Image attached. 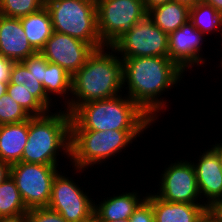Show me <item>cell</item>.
<instances>
[{
	"label": "cell",
	"instance_id": "6da1fadb",
	"mask_svg": "<svg viewBox=\"0 0 222 222\" xmlns=\"http://www.w3.org/2000/svg\"><path fill=\"white\" fill-rule=\"evenodd\" d=\"M121 59L124 63V84L128 85L125 88L127 96L153 120H157L158 113L167 107L166 101L159 97L180 83L184 71L169 57Z\"/></svg>",
	"mask_w": 222,
	"mask_h": 222
},
{
	"label": "cell",
	"instance_id": "7a4b0ae2",
	"mask_svg": "<svg viewBox=\"0 0 222 222\" xmlns=\"http://www.w3.org/2000/svg\"><path fill=\"white\" fill-rule=\"evenodd\" d=\"M116 54L111 46H104L88 56L83 67L72 75V97L65 110L71 114L83 103L120 95L127 85L124 84V63Z\"/></svg>",
	"mask_w": 222,
	"mask_h": 222
},
{
	"label": "cell",
	"instance_id": "3957f363",
	"mask_svg": "<svg viewBox=\"0 0 222 222\" xmlns=\"http://www.w3.org/2000/svg\"><path fill=\"white\" fill-rule=\"evenodd\" d=\"M154 121L122 93L79 105L71 113L70 130H146Z\"/></svg>",
	"mask_w": 222,
	"mask_h": 222
},
{
	"label": "cell",
	"instance_id": "277c9868",
	"mask_svg": "<svg viewBox=\"0 0 222 222\" xmlns=\"http://www.w3.org/2000/svg\"><path fill=\"white\" fill-rule=\"evenodd\" d=\"M55 112L32 116L28 120V138L22 154L23 162L58 165L57 156L62 151L69 159L71 114L67 110Z\"/></svg>",
	"mask_w": 222,
	"mask_h": 222
},
{
	"label": "cell",
	"instance_id": "5b68a950",
	"mask_svg": "<svg viewBox=\"0 0 222 222\" xmlns=\"http://www.w3.org/2000/svg\"><path fill=\"white\" fill-rule=\"evenodd\" d=\"M144 130H70V162L76 172L102 164L137 140ZM129 144V145H128Z\"/></svg>",
	"mask_w": 222,
	"mask_h": 222
},
{
	"label": "cell",
	"instance_id": "8992f818",
	"mask_svg": "<svg viewBox=\"0 0 222 222\" xmlns=\"http://www.w3.org/2000/svg\"><path fill=\"white\" fill-rule=\"evenodd\" d=\"M53 30L90 44L106 46L98 34L96 0H46Z\"/></svg>",
	"mask_w": 222,
	"mask_h": 222
},
{
	"label": "cell",
	"instance_id": "52a82bcc",
	"mask_svg": "<svg viewBox=\"0 0 222 222\" xmlns=\"http://www.w3.org/2000/svg\"><path fill=\"white\" fill-rule=\"evenodd\" d=\"M96 9L98 34L106 46L147 15L143 0H96Z\"/></svg>",
	"mask_w": 222,
	"mask_h": 222
},
{
	"label": "cell",
	"instance_id": "ba28073f",
	"mask_svg": "<svg viewBox=\"0 0 222 222\" xmlns=\"http://www.w3.org/2000/svg\"><path fill=\"white\" fill-rule=\"evenodd\" d=\"M58 165L17 162L11 165L14 179L26 208L48 207L52 184L59 172Z\"/></svg>",
	"mask_w": 222,
	"mask_h": 222
},
{
	"label": "cell",
	"instance_id": "9c48e42d",
	"mask_svg": "<svg viewBox=\"0 0 222 222\" xmlns=\"http://www.w3.org/2000/svg\"><path fill=\"white\" fill-rule=\"evenodd\" d=\"M168 43V34L146 15L110 46L121 58L169 57Z\"/></svg>",
	"mask_w": 222,
	"mask_h": 222
},
{
	"label": "cell",
	"instance_id": "30bf717a",
	"mask_svg": "<svg viewBox=\"0 0 222 222\" xmlns=\"http://www.w3.org/2000/svg\"><path fill=\"white\" fill-rule=\"evenodd\" d=\"M79 186L72 178L58 172L48 208L58 212L67 222H93L95 201Z\"/></svg>",
	"mask_w": 222,
	"mask_h": 222
},
{
	"label": "cell",
	"instance_id": "8fae6325",
	"mask_svg": "<svg viewBox=\"0 0 222 222\" xmlns=\"http://www.w3.org/2000/svg\"><path fill=\"white\" fill-rule=\"evenodd\" d=\"M160 177L159 191L155 195L162 200L189 204H200L198 201H201V204H206L204 199L201 200L191 160L171 162Z\"/></svg>",
	"mask_w": 222,
	"mask_h": 222
},
{
	"label": "cell",
	"instance_id": "7c38bea8",
	"mask_svg": "<svg viewBox=\"0 0 222 222\" xmlns=\"http://www.w3.org/2000/svg\"><path fill=\"white\" fill-rule=\"evenodd\" d=\"M94 50L86 42L54 31L40 52L48 62L61 66L72 76Z\"/></svg>",
	"mask_w": 222,
	"mask_h": 222
},
{
	"label": "cell",
	"instance_id": "4fadbf2b",
	"mask_svg": "<svg viewBox=\"0 0 222 222\" xmlns=\"http://www.w3.org/2000/svg\"><path fill=\"white\" fill-rule=\"evenodd\" d=\"M168 39L169 58L184 72L192 66L202 65L206 62L205 58L200 55V51H203L201 46L205 37L190 20L175 32L170 33Z\"/></svg>",
	"mask_w": 222,
	"mask_h": 222
},
{
	"label": "cell",
	"instance_id": "5bb4252c",
	"mask_svg": "<svg viewBox=\"0 0 222 222\" xmlns=\"http://www.w3.org/2000/svg\"><path fill=\"white\" fill-rule=\"evenodd\" d=\"M201 154L198 163L193 162V167L201 199L206 198L205 203L208 205L211 201L222 199V170L217 155V144Z\"/></svg>",
	"mask_w": 222,
	"mask_h": 222
},
{
	"label": "cell",
	"instance_id": "9a60e30c",
	"mask_svg": "<svg viewBox=\"0 0 222 222\" xmlns=\"http://www.w3.org/2000/svg\"><path fill=\"white\" fill-rule=\"evenodd\" d=\"M35 52L28 42L20 18L0 15V54L14 62H22Z\"/></svg>",
	"mask_w": 222,
	"mask_h": 222
},
{
	"label": "cell",
	"instance_id": "2e32d148",
	"mask_svg": "<svg viewBox=\"0 0 222 222\" xmlns=\"http://www.w3.org/2000/svg\"><path fill=\"white\" fill-rule=\"evenodd\" d=\"M146 199L152 204L155 222H199L206 214V204L168 202L155 192L146 193Z\"/></svg>",
	"mask_w": 222,
	"mask_h": 222
},
{
	"label": "cell",
	"instance_id": "e0dca14e",
	"mask_svg": "<svg viewBox=\"0 0 222 222\" xmlns=\"http://www.w3.org/2000/svg\"><path fill=\"white\" fill-rule=\"evenodd\" d=\"M141 195L137 192H125L107 197L99 204H94V219L93 221H113L120 219L125 220L130 218L138 206L146 199V196L140 198Z\"/></svg>",
	"mask_w": 222,
	"mask_h": 222
},
{
	"label": "cell",
	"instance_id": "ac0fdd59",
	"mask_svg": "<svg viewBox=\"0 0 222 222\" xmlns=\"http://www.w3.org/2000/svg\"><path fill=\"white\" fill-rule=\"evenodd\" d=\"M28 138V120L0 125V159L10 165L21 162Z\"/></svg>",
	"mask_w": 222,
	"mask_h": 222
},
{
	"label": "cell",
	"instance_id": "d6986e66",
	"mask_svg": "<svg viewBox=\"0 0 222 222\" xmlns=\"http://www.w3.org/2000/svg\"><path fill=\"white\" fill-rule=\"evenodd\" d=\"M147 15L157 27L169 35L190 19V7L172 0L147 10Z\"/></svg>",
	"mask_w": 222,
	"mask_h": 222
},
{
	"label": "cell",
	"instance_id": "ffe728a7",
	"mask_svg": "<svg viewBox=\"0 0 222 222\" xmlns=\"http://www.w3.org/2000/svg\"><path fill=\"white\" fill-rule=\"evenodd\" d=\"M20 21L29 44L36 52H40L54 32L47 8L44 6L34 13L21 17Z\"/></svg>",
	"mask_w": 222,
	"mask_h": 222
},
{
	"label": "cell",
	"instance_id": "44dd1931",
	"mask_svg": "<svg viewBox=\"0 0 222 222\" xmlns=\"http://www.w3.org/2000/svg\"><path fill=\"white\" fill-rule=\"evenodd\" d=\"M71 82H72V76L61 66L57 64H53L48 62V65L46 67V72L44 75V81L42 83L46 95L51 99V95H59L57 97L62 96L66 102V105L69 104V94H71ZM66 95H68L66 97ZM66 97V98H65Z\"/></svg>",
	"mask_w": 222,
	"mask_h": 222
},
{
	"label": "cell",
	"instance_id": "7402d4cb",
	"mask_svg": "<svg viewBox=\"0 0 222 222\" xmlns=\"http://www.w3.org/2000/svg\"><path fill=\"white\" fill-rule=\"evenodd\" d=\"M26 208L14 179H7L0 185V217H13L26 214Z\"/></svg>",
	"mask_w": 222,
	"mask_h": 222
},
{
	"label": "cell",
	"instance_id": "603a6c76",
	"mask_svg": "<svg viewBox=\"0 0 222 222\" xmlns=\"http://www.w3.org/2000/svg\"><path fill=\"white\" fill-rule=\"evenodd\" d=\"M193 26L203 35L222 32V16L211 5L199 2L190 7V19Z\"/></svg>",
	"mask_w": 222,
	"mask_h": 222
},
{
	"label": "cell",
	"instance_id": "cb8c5ba5",
	"mask_svg": "<svg viewBox=\"0 0 222 222\" xmlns=\"http://www.w3.org/2000/svg\"><path fill=\"white\" fill-rule=\"evenodd\" d=\"M8 84H16L27 86L32 92L31 94L50 112L54 103L45 92V89L40 81L35 79L32 74L27 70L22 62H15L11 69L10 82ZM52 104V105H51ZM51 107V108H50Z\"/></svg>",
	"mask_w": 222,
	"mask_h": 222
},
{
	"label": "cell",
	"instance_id": "d4e9b609",
	"mask_svg": "<svg viewBox=\"0 0 222 222\" xmlns=\"http://www.w3.org/2000/svg\"><path fill=\"white\" fill-rule=\"evenodd\" d=\"M31 90L23 85L8 84L7 93L19 105H21L26 112L32 116H42L49 111L31 94Z\"/></svg>",
	"mask_w": 222,
	"mask_h": 222
},
{
	"label": "cell",
	"instance_id": "484cf974",
	"mask_svg": "<svg viewBox=\"0 0 222 222\" xmlns=\"http://www.w3.org/2000/svg\"><path fill=\"white\" fill-rule=\"evenodd\" d=\"M46 0H0V15L21 18L45 6Z\"/></svg>",
	"mask_w": 222,
	"mask_h": 222
},
{
	"label": "cell",
	"instance_id": "4316f807",
	"mask_svg": "<svg viewBox=\"0 0 222 222\" xmlns=\"http://www.w3.org/2000/svg\"><path fill=\"white\" fill-rule=\"evenodd\" d=\"M31 116L8 93L0 97V125L19 123Z\"/></svg>",
	"mask_w": 222,
	"mask_h": 222
},
{
	"label": "cell",
	"instance_id": "83f0119b",
	"mask_svg": "<svg viewBox=\"0 0 222 222\" xmlns=\"http://www.w3.org/2000/svg\"><path fill=\"white\" fill-rule=\"evenodd\" d=\"M22 63L35 79L43 83L48 61L41 52H35L24 59Z\"/></svg>",
	"mask_w": 222,
	"mask_h": 222
},
{
	"label": "cell",
	"instance_id": "f1b7e54d",
	"mask_svg": "<svg viewBox=\"0 0 222 222\" xmlns=\"http://www.w3.org/2000/svg\"><path fill=\"white\" fill-rule=\"evenodd\" d=\"M26 220L27 222H67L58 212L48 207L29 209Z\"/></svg>",
	"mask_w": 222,
	"mask_h": 222
},
{
	"label": "cell",
	"instance_id": "f546056e",
	"mask_svg": "<svg viewBox=\"0 0 222 222\" xmlns=\"http://www.w3.org/2000/svg\"><path fill=\"white\" fill-rule=\"evenodd\" d=\"M130 222H155L152 204L145 199L129 218Z\"/></svg>",
	"mask_w": 222,
	"mask_h": 222
},
{
	"label": "cell",
	"instance_id": "4dcf8cb0",
	"mask_svg": "<svg viewBox=\"0 0 222 222\" xmlns=\"http://www.w3.org/2000/svg\"><path fill=\"white\" fill-rule=\"evenodd\" d=\"M206 214L214 222H222V199H216L214 201H211L206 206Z\"/></svg>",
	"mask_w": 222,
	"mask_h": 222
},
{
	"label": "cell",
	"instance_id": "1f68e13d",
	"mask_svg": "<svg viewBox=\"0 0 222 222\" xmlns=\"http://www.w3.org/2000/svg\"><path fill=\"white\" fill-rule=\"evenodd\" d=\"M14 61L0 54V82L9 83L11 76V69L14 65Z\"/></svg>",
	"mask_w": 222,
	"mask_h": 222
},
{
	"label": "cell",
	"instance_id": "d6a6232c",
	"mask_svg": "<svg viewBox=\"0 0 222 222\" xmlns=\"http://www.w3.org/2000/svg\"><path fill=\"white\" fill-rule=\"evenodd\" d=\"M11 165L0 159V185L10 176Z\"/></svg>",
	"mask_w": 222,
	"mask_h": 222
},
{
	"label": "cell",
	"instance_id": "836d02e7",
	"mask_svg": "<svg viewBox=\"0 0 222 222\" xmlns=\"http://www.w3.org/2000/svg\"><path fill=\"white\" fill-rule=\"evenodd\" d=\"M172 0H143L146 10L152 9L156 6L162 5Z\"/></svg>",
	"mask_w": 222,
	"mask_h": 222
},
{
	"label": "cell",
	"instance_id": "e575fe53",
	"mask_svg": "<svg viewBox=\"0 0 222 222\" xmlns=\"http://www.w3.org/2000/svg\"><path fill=\"white\" fill-rule=\"evenodd\" d=\"M0 222H27L26 214L13 217H0Z\"/></svg>",
	"mask_w": 222,
	"mask_h": 222
},
{
	"label": "cell",
	"instance_id": "d590c367",
	"mask_svg": "<svg viewBox=\"0 0 222 222\" xmlns=\"http://www.w3.org/2000/svg\"><path fill=\"white\" fill-rule=\"evenodd\" d=\"M202 2L211 5L222 16V0H202Z\"/></svg>",
	"mask_w": 222,
	"mask_h": 222
},
{
	"label": "cell",
	"instance_id": "8d00e7d4",
	"mask_svg": "<svg viewBox=\"0 0 222 222\" xmlns=\"http://www.w3.org/2000/svg\"><path fill=\"white\" fill-rule=\"evenodd\" d=\"M174 1L185 4L189 7H192V6H195L196 4H198L199 2H201L202 0H174Z\"/></svg>",
	"mask_w": 222,
	"mask_h": 222
},
{
	"label": "cell",
	"instance_id": "74e56055",
	"mask_svg": "<svg viewBox=\"0 0 222 222\" xmlns=\"http://www.w3.org/2000/svg\"><path fill=\"white\" fill-rule=\"evenodd\" d=\"M217 155L220 162L221 170H222V143H217Z\"/></svg>",
	"mask_w": 222,
	"mask_h": 222
},
{
	"label": "cell",
	"instance_id": "f35d334b",
	"mask_svg": "<svg viewBox=\"0 0 222 222\" xmlns=\"http://www.w3.org/2000/svg\"><path fill=\"white\" fill-rule=\"evenodd\" d=\"M8 83L0 82V97L7 93Z\"/></svg>",
	"mask_w": 222,
	"mask_h": 222
},
{
	"label": "cell",
	"instance_id": "ab89813d",
	"mask_svg": "<svg viewBox=\"0 0 222 222\" xmlns=\"http://www.w3.org/2000/svg\"><path fill=\"white\" fill-rule=\"evenodd\" d=\"M199 222H214L207 214H205Z\"/></svg>",
	"mask_w": 222,
	"mask_h": 222
},
{
	"label": "cell",
	"instance_id": "60d3db41",
	"mask_svg": "<svg viewBox=\"0 0 222 222\" xmlns=\"http://www.w3.org/2000/svg\"><path fill=\"white\" fill-rule=\"evenodd\" d=\"M93 222H130V220L128 218V219H125V220L120 219L119 221L113 220V221H93Z\"/></svg>",
	"mask_w": 222,
	"mask_h": 222
},
{
	"label": "cell",
	"instance_id": "b9f144b4",
	"mask_svg": "<svg viewBox=\"0 0 222 222\" xmlns=\"http://www.w3.org/2000/svg\"><path fill=\"white\" fill-rule=\"evenodd\" d=\"M220 35H221L220 37H221V39H222V32H221ZM221 42H222V41H221ZM221 58H222V57H221ZM220 63H221V66H220V67L222 68V61H221V60H220Z\"/></svg>",
	"mask_w": 222,
	"mask_h": 222
}]
</instances>
